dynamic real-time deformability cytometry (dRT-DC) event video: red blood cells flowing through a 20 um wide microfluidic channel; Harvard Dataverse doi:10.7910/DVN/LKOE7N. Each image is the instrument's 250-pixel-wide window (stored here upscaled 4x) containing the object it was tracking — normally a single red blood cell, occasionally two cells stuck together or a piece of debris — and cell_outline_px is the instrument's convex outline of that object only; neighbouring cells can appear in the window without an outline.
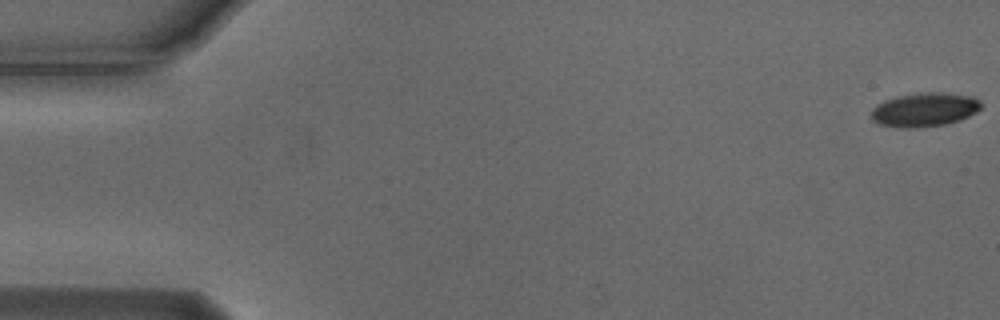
{"species": "Egyptian fruit bat (a non-hibernating species)", "species_latin": "Rousettus aegyptiacus", "temperature_condition": "cold", "stored_images_in_passage": 55, "camera_frame_rate_fps": 3000, "um_per_image_px": 0.085, "animal": {"sex": "male"}, "frame": {"image": 1, "passage_image": 1, "time_ms": 0.0, "image_size_px": [1000, 320], "cell_outline_px": [[980, 108], [976, 112], [960, 120], [944, 124], [912, 128], [908, 128], [880, 124], [872, 120], [872, 108], [876, 104], [884, 100], [896, 96], [924, 92], [944, 92], [972, 96], [980, 100]], "centroid_in_image_um": [78.58, 9.3], "position_along_channel_um": 6.4, "area_um2": 21.62}}
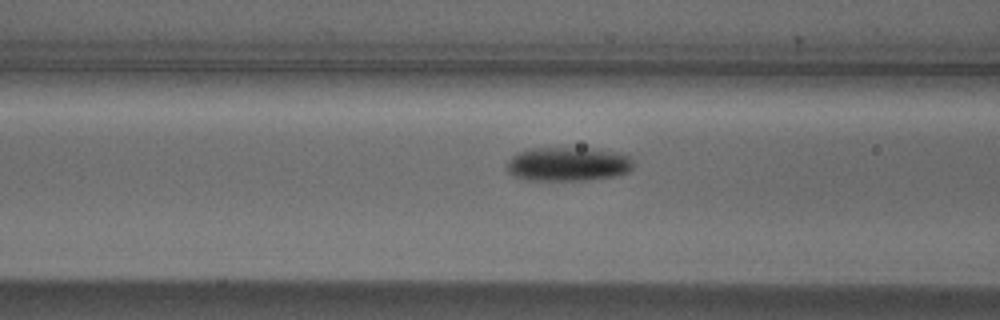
{"frame": {"image": 2, "passage_image": 22, "time_ms": 7.0, "image_size_px": [1000, 320], "cell_outline_px": [[632, 168], [628, 172], [612, 176], [588, 180], [528, 180], [512, 176], [508, 172], [508, 160], [512, 156], [520, 152], [532, 148], [592, 148], [620, 152], [628, 156], [632, 160]], "centroid_in_image_um": [48.28, 13.94], "position_along_channel_um": 118.3, "area_um2": 25.09}}
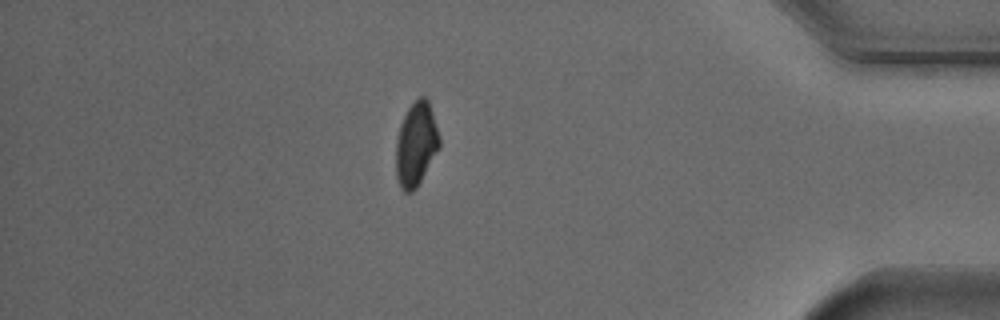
{"frame": {"image": 3, "passage_image": 48, "time_ms": 15.667, "image_size_px": [1000, 320], "cell_outline_px": [[440, 148], [416, 188], [412, 192], [404, 192], [400, 188], [396, 176], [396, 140], [400, 124], [408, 108], [420, 96], [424, 96], [428, 100], [432, 112], [440, 140]], "centroid_in_image_um": [35.35, 12.29], "position_along_channel_um": 399.8, "area_um2": 21.15}, "authors_computed_cell_mechanics": {"area_um2": 22.253, "velocity_mm_per_s": 3.725, "shape_relaxation_time_tau1_ms": 3.153, "shape_relaxation_time_tau2_ms": null, "deformation_change_tau1": 0.1345, "deformation_change_tau2": null}}